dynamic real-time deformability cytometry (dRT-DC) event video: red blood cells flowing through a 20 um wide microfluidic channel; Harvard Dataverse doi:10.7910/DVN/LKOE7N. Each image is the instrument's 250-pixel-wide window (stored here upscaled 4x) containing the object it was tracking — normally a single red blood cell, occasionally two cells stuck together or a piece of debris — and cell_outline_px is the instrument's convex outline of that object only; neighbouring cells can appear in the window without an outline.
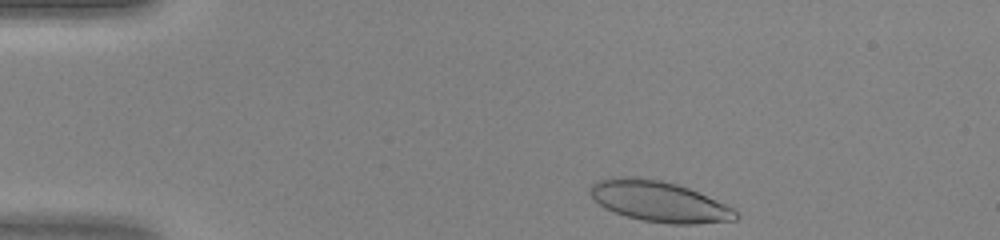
{"species": "human", "species_latin": "Homo sapiens", "temperature_condition": "warm", "stored_images_in_passage": 39, "camera_frame_rate_fps": 3000, "um_per_image_px": 0.085, "donor": {"sex": "female"}, "frame": {"image": 1, "passage_image": 1, "time_ms": 0.0, "image_size_px": [1000, 240], "cell_outline_px": [[740, 216], [736, 220], [696, 224], [668, 224], [644, 220], [628, 216], [604, 208], [588, 192], [588, 188], [592, 184], [600, 180], [612, 176], [636, 176], [660, 180], [676, 184], [688, 188], [736, 208]], "centroid_in_image_um": [56.05, 17.11], "position_along_channel_um": 29.0, "area_um2": 34.68}}